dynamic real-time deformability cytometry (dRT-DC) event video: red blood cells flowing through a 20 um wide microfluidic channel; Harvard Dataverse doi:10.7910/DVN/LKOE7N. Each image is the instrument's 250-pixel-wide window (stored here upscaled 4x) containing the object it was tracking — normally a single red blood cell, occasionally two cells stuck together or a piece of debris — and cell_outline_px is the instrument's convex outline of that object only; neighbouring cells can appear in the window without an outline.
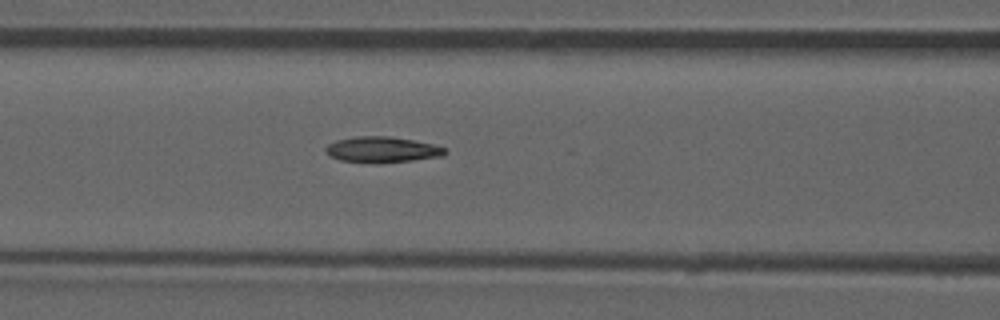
{"species": "common noctule bat (a hibernating species)", "species_latin": "Nyctalus noctula", "temperature_condition": "room temperature", "stored_images_in_passage": 52, "camera_frame_rate_fps": 3000, "um_per_image_px": 0.085, "animal": {"sex": "male", "forearm_length_mm": 52.5}, "frame": {"image": 1, "passage_image": 22, "time_ms": 7.0, "image_size_px": [1000, 320], "cell_outline_px": [[448, 152], [444, 156], [412, 160], [340, 160], [324, 152], [324, 148], [328, 144], [336, 140], [356, 136], [388, 136], [412, 140], [432, 144], [448, 148]], "centroid_in_image_um": [32.52, 12.66], "position_along_channel_um": 134.1, "area_um2": 17.11}, "authors_computed_cell_mechanics": {"area_um2": 18.2937, "velocity_mm_per_s": 3.9295, "shape_relaxation_time_tau1_ms": null, "shape_relaxation_time_tau2_ms": 3.8165, "deformation_change_tau1": null, "deformation_change_tau2": 0.1077}}